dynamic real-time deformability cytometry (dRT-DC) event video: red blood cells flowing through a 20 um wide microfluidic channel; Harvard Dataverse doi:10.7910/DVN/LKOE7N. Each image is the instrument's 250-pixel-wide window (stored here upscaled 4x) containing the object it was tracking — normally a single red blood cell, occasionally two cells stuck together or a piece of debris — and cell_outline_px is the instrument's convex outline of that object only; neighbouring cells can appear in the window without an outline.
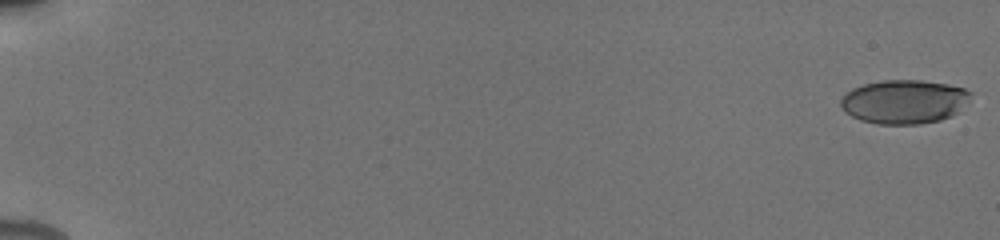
{"species": "human", "species_latin": "Homo sapiens", "temperature_condition": "cold", "stored_images_in_passage": 48, "camera_frame_rate_fps": 3000, "um_per_image_px": 0.085, "donor": {"sex": "male"}, "frame": {"image": 1, "passage_image": 1, "time_ms": 0.0, "image_size_px": [1000, 240], "cell_outline_px": [[972, 92], [956, 112], [952, 116], [940, 120], [920, 124], [876, 124], [860, 120], [852, 116], [840, 104], [840, 100], [852, 88], [864, 84], [884, 80], [920, 80], [948, 84], [964, 88]], "centroid_in_image_um": [76.83, 8.64], "position_along_channel_um": 8.2, "area_um2": 32.83}}
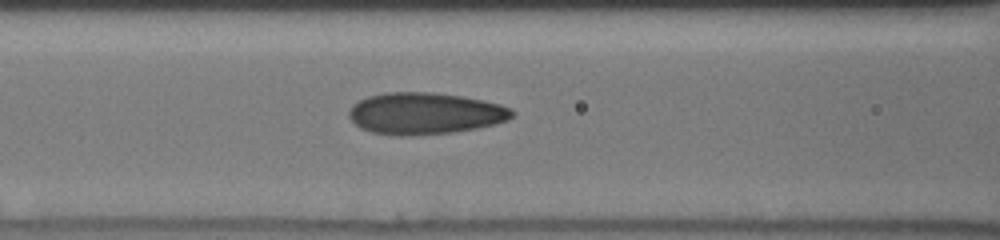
{"frame": {"image": 2, "passage_image": 26, "time_ms": 8.333, "image_size_px": [1000, 240], "cell_outline_px": [[516, 112], [508, 120], [476, 128], [452, 132], [408, 136], [400, 136], [372, 132], [360, 128], [348, 116], [348, 108], [352, 104], [368, 96], [384, 92], [432, 92], [464, 96], [484, 100], [500, 104], [512, 108]], "centroid_in_image_um": [36.11, 9.63], "position_along_channel_um": 130.5, "area_um2": 39.88}}
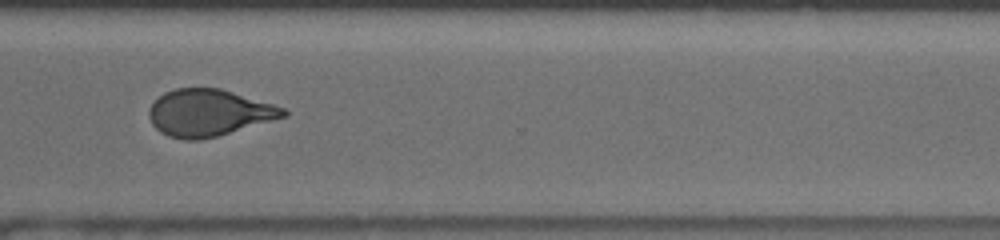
{"frame": {"image": 3, "passage_image": 47, "time_ms": 14.0, "image_size_px": [1000, 240], "cell_outline_px": [[288, 116], [216, 136], [200, 140], [184, 140], [168, 136], [160, 132], [152, 124], [148, 116], [148, 108], [164, 92], [176, 88], [220, 88], [272, 104], [284, 108], [288, 112]], "centroid_in_image_um": [17.72, 9.59], "position_along_channel_um": 352.9, "area_um2": 36.47}}